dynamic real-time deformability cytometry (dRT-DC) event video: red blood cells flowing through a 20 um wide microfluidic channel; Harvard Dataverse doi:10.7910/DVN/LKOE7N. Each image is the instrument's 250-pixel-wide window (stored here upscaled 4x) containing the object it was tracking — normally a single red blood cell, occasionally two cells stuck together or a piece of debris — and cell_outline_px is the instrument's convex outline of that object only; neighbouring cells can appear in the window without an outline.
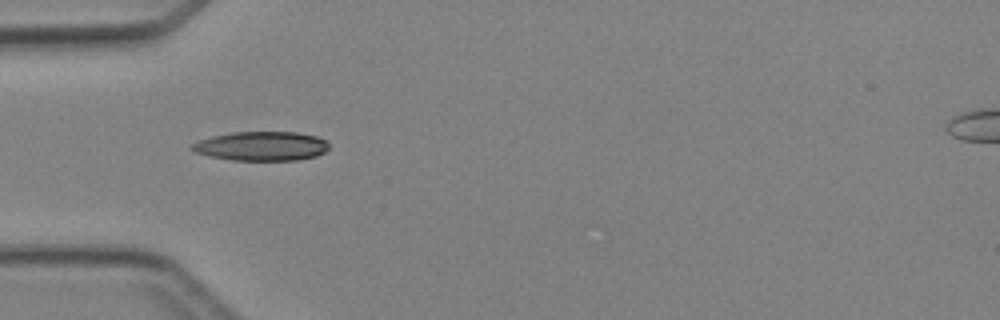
{"species": "Egyptian fruit bat (a non-hibernating species)", "species_latin": "Rousettus aegyptiacus", "temperature_condition": "cold", "stored_images_in_passage": 2, "camera_frame_rate_fps": 3000, "um_per_image_px": 0.085, "animal": {"sex": "female"}, "frame": {"image": 1, "passage_image": 2, "time_ms": 1.333, "image_size_px": [1000, 320], "cell_outline_px": [[328, 148], [324, 152], [316, 156], [296, 160], [232, 160], [212, 156], [196, 152], [188, 148], [192, 144], [200, 140], [212, 136], [232, 132], [296, 132], [316, 136], [324, 140], [328, 144]], "centroid_in_image_um": [22.22, 12.41], "position_along_channel_um": 62.8, "area_um2": 23.12}}